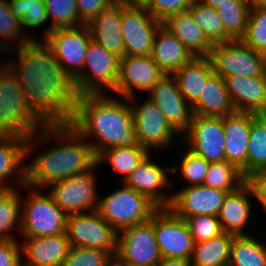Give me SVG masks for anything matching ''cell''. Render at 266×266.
<instances>
[{
	"instance_id": "6da1fadb",
	"label": "cell",
	"mask_w": 266,
	"mask_h": 266,
	"mask_svg": "<svg viewBox=\"0 0 266 266\" xmlns=\"http://www.w3.org/2000/svg\"><path fill=\"white\" fill-rule=\"evenodd\" d=\"M8 54L17 57L7 67L19 80L32 113L44 125L70 124L77 99L74 81L50 47L41 39L31 40Z\"/></svg>"
},
{
	"instance_id": "7a4b0ae2",
	"label": "cell",
	"mask_w": 266,
	"mask_h": 266,
	"mask_svg": "<svg viewBox=\"0 0 266 266\" xmlns=\"http://www.w3.org/2000/svg\"><path fill=\"white\" fill-rule=\"evenodd\" d=\"M51 140L57 141L55 147H42ZM40 145L43 150L38 152ZM26 154L27 159L35 155L26 164V185L42 190L51 183L87 172L97 164L90 142L71 124L44 125L27 137Z\"/></svg>"
},
{
	"instance_id": "3957f363",
	"label": "cell",
	"mask_w": 266,
	"mask_h": 266,
	"mask_svg": "<svg viewBox=\"0 0 266 266\" xmlns=\"http://www.w3.org/2000/svg\"><path fill=\"white\" fill-rule=\"evenodd\" d=\"M108 94L77 96L70 124L90 142L96 156L117 146L145 148L137 140L129 99Z\"/></svg>"
},
{
	"instance_id": "277c9868",
	"label": "cell",
	"mask_w": 266,
	"mask_h": 266,
	"mask_svg": "<svg viewBox=\"0 0 266 266\" xmlns=\"http://www.w3.org/2000/svg\"><path fill=\"white\" fill-rule=\"evenodd\" d=\"M43 126L27 105L19 80L6 67L0 72V135L27 138Z\"/></svg>"
},
{
	"instance_id": "5b68a950",
	"label": "cell",
	"mask_w": 266,
	"mask_h": 266,
	"mask_svg": "<svg viewBox=\"0 0 266 266\" xmlns=\"http://www.w3.org/2000/svg\"><path fill=\"white\" fill-rule=\"evenodd\" d=\"M99 197L97 211L117 232L151 218L159 208L145 195L126 186Z\"/></svg>"
},
{
	"instance_id": "8992f818",
	"label": "cell",
	"mask_w": 266,
	"mask_h": 266,
	"mask_svg": "<svg viewBox=\"0 0 266 266\" xmlns=\"http://www.w3.org/2000/svg\"><path fill=\"white\" fill-rule=\"evenodd\" d=\"M28 196L21 199L20 236H54L66 233L67 214L46 190L26 185Z\"/></svg>"
},
{
	"instance_id": "52a82bcc",
	"label": "cell",
	"mask_w": 266,
	"mask_h": 266,
	"mask_svg": "<svg viewBox=\"0 0 266 266\" xmlns=\"http://www.w3.org/2000/svg\"><path fill=\"white\" fill-rule=\"evenodd\" d=\"M119 67L120 57L91 39L82 72L73 80L77 96L112 93L118 80Z\"/></svg>"
},
{
	"instance_id": "ba28073f",
	"label": "cell",
	"mask_w": 266,
	"mask_h": 266,
	"mask_svg": "<svg viewBox=\"0 0 266 266\" xmlns=\"http://www.w3.org/2000/svg\"><path fill=\"white\" fill-rule=\"evenodd\" d=\"M97 164L89 171L76 174L54 183L44 190L68 215L97 210L100 193H97Z\"/></svg>"
},
{
	"instance_id": "9c48e42d",
	"label": "cell",
	"mask_w": 266,
	"mask_h": 266,
	"mask_svg": "<svg viewBox=\"0 0 266 266\" xmlns=\"http://www.w3.org/2000/svg\"><path fill=\"white\" fill-rule=\"evenodd\" d=\"M136 98L137 96H132L128 99L139 144L151 153L158 152L159 149L160 152L162 149L163 153V149L172 148L173 141L178 140L175 138L179 134L167 122L154 102L146 98L142 103H137ZM152 149L155 151H152Z\"/></svg>"
},
{
	"instance_id": "30bf717a",
	"label": "cell",
	"mask_w": 266,
	"mask_h": 266,
	"mask_svg": "<svg viewBox=\"0 0 266 266\" xmlns=\"http://www.w3.org/2000/svg\"><path fill=\"white\" fill-rule=\"evenodd\" d=\"M209 57L214 72L224 79L233 75L257 77L265 73L266 56L241 39L214 44Z\"/></svg>"
},
{
	"instance_id": "8fae6325",
	"label": "cell",
	"mask_w": 266,
	"mask_h": 266,
	"mask_svg": "<svg viewBox=\"0 0 266 266\" xmlns=\"http://www.w3.org/2000/svg\"><path fill=\"white\" fill-rule=\"evenodd\" d=\"M162 22L143 4L121 2L124 56H151L154 38Z\"/></svg>"
},
{
	"instance_id": "7c38bea8",
	"label": "cell",
	"mask_w": 266,
	"mask_h": 266,
	"mask_svg": "<svg viewBox=\"0 0 266 266\" xmlns=\"http://www.w3.org/2000/svg\"><path fill=\"white\" fill-rule=\"evenodd\" d=\"M66 234L71 247L96 248L117 252V231L97 210L67 216Z\"/></svg>"
},
{
	"instance_id": "4fadbf2b",
	"label": "cell",
	"mask_w": 266,
	"mask_h": 266,
	"mask_svg": "<svg viewBox=\"0 0 266 266\" xmlns=\"http://www.w3.org/2000/svg\"><path fill=\"white\" fill-rule=\"evenodd\" d=\"M152 223L161 258L191 259L195 243L184 219L169 207H159Z\"/></svg>"
},
{
	"instance_id": "5bb4252c",
	"label": "cell",
	"mask_w": 266,
	"mask_h": 266,
	"mask_svg": "<svg viewBox=\"0 0 266 266\" xmlns=\"http://www.w3.org/2000/svg\"><path fill=\"white\" fill-rule=\"evenodd\" d=\"M116 256L125 265L156 266L161 261L151 218L117 232Z\"/></svg>"
},
{
	"instance_id": "9a60e30c",
	"label": "cell",
	"mask_w": 266,
	"mask_h": 266,
	"mask_svg": "<svg viewBox=\"0 0 266 266\" xmlns=\"http://www.w3.org/2000/svg\"><path fill=\"white\" fill-rule=\"evenodd\" d=\"M42 40L53 51L60 66L74 80L82 72L87 48L91 40L86 24L53 29Z\"/></svg>"
},
{
	"instance_id": "2e32d148",
	"label": "cell",
	"mask_w": 266,
	"mask_h": 266,
	"mask_svg": "<svg viewBox=\"0 0 266 266\" xmlns=\"http://www.w3.org/2000/svg\"><path fill=\"white\" fill-rule=\"evenodd\" d=\"M152 155L150 152L121 183L145 195L158 207H169L173 198L172 188L178 189L171 180L172 165H160L158 160H152ZM168 189L171 193L166 192Z\"/></svg>"
},
{
	"instance_id": "e0dca14e",
	"label": "cell",
	"mask_w": 266,
	"mask_h": 266,
	"mask_svg": "<svg viewBox=\"0 0 266 266\" xmlns=\"http://www.w3.org/2000/svg\"><path fill=\"white\" fill-rule=\"evenodd\" d=\"M194 154L209 163L225 161V135L221 117L194 115L189 128L181 135Z\"/></svg>"
},
{
	"instance_id": "ac0fdd59",
	"label": "cell",
	"mask_w": 266,
	"mask_h": 266,
	"mask_svg": "<svg viewBox=\"0 0 266 266\" xmlns=\"http://www.w3.org/2000/svg\"><path fill=\"white\" fill-rule=\"evenodd\" d=\"M172 128L182 135L192 122V106L181 94L172 74H165L147 93Z\"/></svg>"
},
{
	"instance_id": "d6986e66",
	"label": "cell",
	"mask_w": 266,
	"mask_h": 266,
	"mask_svg": "<svg viewBox=\"0 0 266 266\" xmlns=\"http://www.w3.org/2000/svg\"><path fill=\"white\" fill-rule=\"evenodd\" d=\"M165 75L151 56H124L120 58L116 96L130 98L137 91H148Z\"/></svg>"
},
{
	"instance_id": "ffe728a7",
	"label": "cell",
	"mask_w": 266,
	"mask_h": 266,
	"mask_svg": "<svg viewBox=\"0 0 266 266\" xmlns=\"http://www.w3.org/2000/svg\"><path fill=\"white\" fill-rule=\"evenodd\" d=\"M173 198L169 208L182 219L190 216H218L227 191L214 189L205 185L172 189Z\"/></svg>"
},
{
	"instance_id": "44dd1931",
	"label": "cell",
	"mask_w": 266,
	"mask_h": 266,
	"mask_svg": "<svg viewBox=\"0 0 266 266\" xmlns=\"http://www.w3.org/2000/svg\"><path fill=\"white\" fill-rule=\"evenodd\" d=\"M21 239L22 266H61L71 247L66 233L54 236H21Z\"/></svg>"
},
{
	"instance_id": "7402d4cb",
	"label": "cell",
	"mask_w": 266,
	"mask_h": 266,
	"mask_svg": "<svg viewBox=\"0 0 266 266\" xmlns=\"http://www.w3.org/2000/svg\"><path fill=\"white\" fill-rule=\"evenodd\" d=\"M253 200H255L254 194L247 181L237 190L227 193L218 215L223 232L235 236L252 234L250 233L252 229L249 230L247 227L252 225L250 223L254 215L252 211L255 210L252 205Z\"/></svg>"
},
{
	"instance_id": "603a6c76",
	"label": "cell",
	"mask_w": 266,
	"mask_h": 266,
	"mask_svg": "<svg viewBox=\"0 0 266 266\" xmlns=\"http://www.w3.org/2000/svg\"><path fill=\"white\" fill-rule=\"evenodd\" d=\"M26 141L21 136L0 135V189L26 185Z\"/></svg>"
},
{
	"instance_id": "cb8c5ba5",
	"label": "cell",
	"mask_w": 266,
	"mask_h": 266,
	"mask_svg": "<svg viewBox=\"0 0 266 266\" xmlns=\"http://www.w3.org/2000/svg\"><path fill=\"white\" fill-rule=\"evenodd\" d=\"M225 135V160L234 164L247 179V150L251 113L236 111L222 118Z\"/></svg>"
},
{
	"instance_id": "d4e9b609",
	"label": "cell",
	"mask_w": 266,
	"mask_h": 266,
	"mask_svg": "<svg viewBox=\"0 0 266 266\" xmlns=\"http://www.w3.org/2000/svg\"><path fill=\"white\" fill-rule=\"evenodd\" d=\"M226 88L236 111L266 115V75L225 78Z\"/></svg>"
},
{
	"instance_id": "484cf974",
	"label": "cell",
	"mask_w": 266,
	"mask_h": 266,
	"mask_svg": "<svg viewBox=\"0 0 266 266\" xmlns=\"http://www.w3.org/2000/svg\"><path fill=\"white\" fill-rule=\"evenodd\" d=\"M91 39L106 50L122 58L124 42L121 26V2L114 1L110 6L86 23Z\"/></svg>"
},
{
	"instance_id": "4316f807",
	"label": "cell",
	"mask_w": 266,
	"mask_h": 266,
	"mask_svg": "<svg viewBox=\"0 0 266 266\" xmlns=\"http://www.w3.org/2000/svg\"><path fill=\"white\" fill-rule=\"evenodd\" d=\"M162 25L174 34L195 57L210 56L214 44L196 24L188 10L168 16Z\"/></svg>"
},
{
	"instance_id": "83f0119b",
	"label": "cell",
	"mask_w": 266,
	"mask_h": 266,
	"mask_svg": "<svg viewBox=\"0 0 266 266\" xmlns=\"http://www.w3.org/2000/svg\"><path fill=\"white\" fill-rule=\"evenodd\" d=\"M151 57L165 74H173L188 63L194 55L174 34L161 25L154 38Z\"/></svg>"
},
{
	"instance_id": "f1b7e54d",
	"label": "cell",
	"mask_w": 266,
	"mask_h": 266,
	"mask_svg": "<svg viewBox=\"0 0 266 266\" xmlns=\"http://www.w3.org/2000/svg\"><path fill=\"white\" fill-rule=\"evenodd\" d=\"M213 73L214 68L209 56H194L172 75L183 97L193 106L199 100L204 85Z\"/></svg>"
},
{
	"instance_id": "f546056e",
	"label": "cell",
	"mask_w": 266,
	"mask_h": 266,
	"mask_svg": "<svg viewBox=\"0 0 266 266\" xmlns=\"http://www.w3.org/2000/svg\"><path fill=\"white\" fill-rule=\"evenodd\" d=\"M192 108L194 115L207 117L223 118L236 112L225 79L215 72L208 78L199 100Z\"/></svg>"
},
{
	"instance_id": "4dcf8cb0",
	"label": "cell",
	"mask_w": 266,
	"mask_h": 266,
	"mask_svg": "<svg viewBox=\"0 0 266 266\" xmlns=\"http://www.w3.org/2000/svg\"><path fill=\"white\" fill-rule=\"evenodd\" d=\"M234 236L223 232L212 239L195 243L190 259L191 266H227Z\"/></svg>"
},
{
	"instance_id": "1f68e13d",
	"label": "cell",
	"mask_w": 266,
	"mask_h": 266,
	"mask_svg": "<svg viewBox=\"0 0 266 266\" xmlns=\"http://www.w3.org/2000/svg\"><path fill=\"white\" fill-rule=\"evenodd\" d=\"M22 191H26V185L0 189V240H19L13 231L17 229L20 235Z\"/></svg>"
},
{
	"instance_id": "d6a6232c",
	"label": "cell",
	"mask_w": 266,
	"mask_h": 266,
	"mask_svg": "<svg viewBox=\"0 0 266 266\" xmlns=\"http://www.w3.org/2000/svg\"><path fill=\"white\" fill-rule=\"evenodd\" d=\"M149 153L147 148L112 147L97 155V166H112L123 182Z\"/></svg>"
},
{
	"instance_id": "836d02e7",
	"label": "cell",
	"mask_w": 266,
	"mask_h": 266,
	"mask_svg": "<svg viewBox=\"0 0 266 266\" xmlns=\"http://www.w3.org/2000/svg\"><path fill=\"white\" fill-rule=\"evenodd\" d=\"M251 235L234 236L229 266H266V241Z\"/></svg>"
},
{
	"instance_id": "e575fe53",
	"label": "cell",
	"mask_w": 266,
	"mask_h": 266,
	"mask_svg": "<svg viewBox=\"0 0 266 266\" xmlns=\"http://www.w3.org/2000/svg\"><path fill=\"white\" fill-rule=\"evenodd\" d=\"M247 150V178L266 167V115L251 113Z\"/></svg>"
},
{
	"instance_id": "d590c367",
	"label": "cell",
	"mask_w": 266,
	"mask_h": 266,
	"mask_svg": "<svg viewBox=\"0 0 266 266\" xmlns=\"http://www.w3.org/2000/svg\"><path fill=\"white\" fill-rule=\"evenodd\" d=\"M24 31L21 20L11 12L9 0H0V45L11 50L31 40H39L34 32Z\"/></svg>"
},
{
	"instance_id": "8d00e7d4",
	"label": "cell",
	"mask_w": 266,
	"mask_h": 266,
	"mask_svg": "<svg viewBox=\"0 0 266 266\" xmlns=\"http://www.w3.org/2000/svg\"><path fill=\"white\" fill-rule=\"evenodd\" d=\"M188 11L196 24L203 29L207 38L213 43H221L232 40L226 33L217 9L194 0Z\"/></svg>"
},
{
	"instance_id": "74e56055",
	"label": "cell",
	"mask_w": 266,
	"mask_h": 266,
	"mask_svg": "<svg viewBox=\"0 0 266 266\" xmlns=\"http://www.w3.org/2000/svg\"><path fill=\"white\" fill-rule=\"evenodd\" d=\"M44 3L51 24L43 28L42 33L44 38L53 29L83 25L77 9L76 0H45Z\"/></svg>"
},
{
	"instance_id": "f35d334b",
	"label": "cell",
	"mask_w": 266,
	"mask_h": 266,
	"mask_svg": "<svg viewBox=\"0 0 266 266\" xmlns=\"http://www.w3.org/2000/svg\"><path fill=\"white\" fill-rule=\"evenodd\" d=\"M246 182L241 171L228 161L210 163L203 185L222 191L232 192Z\"/></svg>"
},
{
	"instance_id": "ab89813d",
	"label": "cell",
	"mask_w": 266,
	"mask_h": 266,
	"mask_svg": "<svg viewBox=\"0 0 266 266\" xmlns=\"http://www.w3.org/2000/svg\"><path fill=\"white\" fill-rule=\"evenodd\" d=\"M252 3H226L217 8L225 33L232 39H241L246 31Z\"/></svg>"
},
{
	"instance_id": "60d3db41",
	"label": "cell",
	"mask_w": 266,
	"mask_h": 266,
	"mask_svg": "<svg viewBox=\"0 0 266 266\" xmlns=\"http://www.w3.org/2000/svg\"><path fill=\"white\" fill-rule=\"evenodd\" d=\"M45 0H9L11 12L22 22V28L39 29L50 22L45 8ZM44 25V26H43Z\"/></svg>"
},
{
	"instance_id": "b9f144b4",
	"label": "cell",
	"mask_w": 266,
	"mask_h": 266,
	"mask_svg": "<svg viewBox=\"0 0 266 266\" xmlns=\"http://www.w3.org/2000/svg\"><path fill=\"white\" fill-rule=\"evenodd\" d=\"M183 157L179 158V165H172V175L176 172L180 174V179L184 181L186 186L203 185L210 163L205 161L202 157L194 154L188 148L181 153ZM181 162V163H180Z\"/></svg>"
},
{
	"instance_id": "7bdbcfd3",
	"label": "cell",
	"mask_w": 266,
	"mask_h": 266,
	"mask_svg": "<svg viewBox=\"0 0 266 266\" xmlns=\"http://www.w3.org/2000/svg\"><path fill=\"white\" fill-rule=\"evenodd\" d=\"M241 40L258 53L266 56V8L252 3L246 31Z\"/></svg>"
},
{
	"instance_id": "ee69618b",
	"label": "cell",
	"mask_w": 266,
	"mask_h": 266,
	"mask_svg": "<svg viewBox=\"0 0 266 266\" xmlns=\"http://www.w3.org/2000/svg\"><path fill=\"white\" fill-rule=\"evenodd\" d=\"M112 256L101 249L70 247L61 266H105Z\"/></svg>"
},
{
	"instance_id": "f6af8a7d",
	"label": "cell",
	"mask_w": 266,
	"mask_h": 266,
	"mask_svg": "<svg viewBox=\"0 0 266 266\" xmlns=\"http://www.w3.org/2000/svg\"><path fill=\"white\" fill-rule=\"evenodd\" d=\"M194 243L212 239L223 233L218 216L195 215L185 219Z\"/></svg>"
},
{
	"instance_id": "bcb514c9",
	"label": "cell",
	"mask_w": 266,
	"mask_h": 266,
	"mask_svg": "<svg viewBox=\"0 0 266 266\" xmlns=\"http://www.w3.org/2000/svg\"><path fill=\"white\" fill-rule=\"evenodd\" d=\"M194 0H146L145 8L158 20L163 22L168 16L185 12Z\"/></svg>"
},
{
	"instance_id": "7dc6e473",
	"label": "cell",
	"mask_w": 266,
	"mask_h": 266,
	"mask_svg": "<svg viewBox=\"0 0 266 266\" xmlns=\"http://www.w3.org/2000/svg\"><path fill=\"white\" fill-rule=\"evenodd\" d=\"M116 0H76L77 9L83 24H86Z\"/></svg>"
},
{
	"instance_id": "c3c4849f",
	"label": "cell",
	"mask_w": 266,
	"mask_h": 266,
	"mask_svg": "<svg viewBox=\"0 0 266 266\" xmlns=\"http://www.w3.org/2000/svg\"><path fill=\"white\" fill-rule=\"evenodd\" d=\"M0 266H22L19 240H0Z\"/></svg>"
},
{
	"instance_id": "681fc988",
	"label": "cell",
	"mask_w": 266,
	"mask_h": 266,
	"mask_svg": "<svg viewBox=\"0 0 266 266\" xmlns=\"http://www.w3.org/2000/svg\"><path fill=\"white\" fill-rule=\"evenodd\" d=\"M246 181L252 188L255 198L254 203L257 201L260 204L259 206H263L262 210L266 212V177L259 172L249 176Z\"/></svg>"
},
{
	"instance_id": "f907efd6",
	"label": "cell",
	"mask_w": 266,
	"mask_h": 266,
	"mask_svg": "<svg viewBox=\"0 0 266 266\" xmlns=\"http://www.w3.org/2000/svg\"><path fill=\"white\" fill-rule=\"evenodd\" d=\"M156 266H191V261L183 258H162Z\"/></svg>"
},
{
	"instance_id": "816d5d0a",
	"label": "cell",
	"mask_w": 266,
	"mask_h": 266,
	"mask_svg": "<svg viewBox=\"0 0 266 266\" xmlns=\"http://www.w3.org/2000/svg\"><path fill=\"white\" fill-rule=\"evenodd\" d=\"M207 6L217 9L221 4L226 3H252V0H199Z\"/></svg>"
},
{
	"instance_id": "f5cc1de1",
	"label": "cell",
	"mask_w": 266,
	"mask_h": 266,
	"mask_svg": "<svg viewBox=\"0 0 266 266\" xmlns=\"http://www.w3.org/2000/svg\"><path fill=\"white\" fill-rule=\"evenodd\" d=\"M105 266H126L116 255L112 256Z\"/></svg>"
},
{
	"instance_id": "db71d44e",
	"label": "cell",
	"mask_w": 266,
	"mask_h": 266,
	"mask_svg": "<svg viewBox=\"0 0 266 266\" xmlns=\"http://www.w3.org/2000/svg\"><path fill=\"white\" fill-rule=\"evenodd\" d=\"M1 53L3 54L6 53L5 55L8 54V50L3 45H0V72L3 71L7 67V61L3 63V60H2L3 55Z\"/></svg>"
},
{
	"instance_id": "11a10c76",
	"label": "cell",
	"mask_w": 266,
	"mask_h": 266,
	"mask_svg": "<svg viewBox=\"0 0 266 266\" xmlns=\"http://www.w3.org/2000/svg\"><path fill=\"white\" fill-rule=\"evenodd\" d=\"M125 4H144L146 0H117Z\"/></svg>"
},
{
	"instance_id": "9f6ffc18",
	"label": "cell",
	"mask_w": 266,
	"mask_h": 266,
	"mask_svg": "<svg viewBox=\"0 0 266 266\" xmlns=\"http://www.w3.org/2000/svg\"><path fill=\"white\" fill-rule=\"evenodd\" d=\"M252 3L256 6L266 8V0H252Z\"/></svg>"
},
{
	"instance_id": "6f0895ef",
	"label": "cell",
	"mask_w": 266,
	"mask_h": 266,
	"mask_svg": "<svg viewBox=\"0 0 266 266\" xmlns=\"http://www.w3.org/2000/svg\"><path fill=\"white\" fill-rule=\"evenodd\" d=\"M261 173L266 177V167Z\"/></svg>"
}]
</instances>
